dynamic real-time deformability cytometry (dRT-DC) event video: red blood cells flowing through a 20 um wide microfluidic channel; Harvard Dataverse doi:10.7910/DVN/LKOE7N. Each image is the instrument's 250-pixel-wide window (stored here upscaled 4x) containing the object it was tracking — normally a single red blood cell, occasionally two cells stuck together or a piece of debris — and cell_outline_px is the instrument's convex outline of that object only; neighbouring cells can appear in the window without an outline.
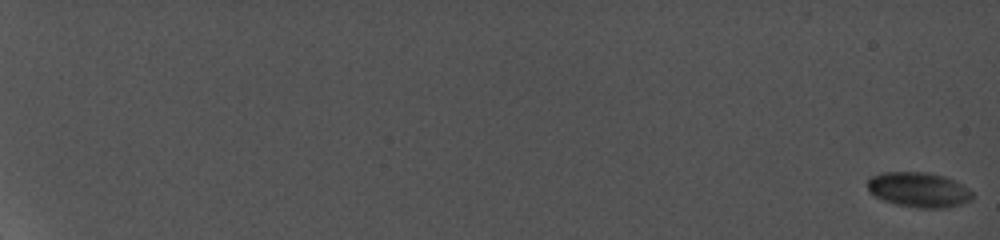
{"species": "common noctule bat (a hibernating species)", "species_latin": "Nyctalus noctula", "temperature_condition": "cold", "stored_images_in_passage": 23, "camera_frame_rate_fps": 5000, "um_per_image_px": 0.085, "animal": {"sex": "female", "body_mass_g": 19.0, "forearm_length_mm": 56.7}, "frame": {"image": 1, "passage_image": 1, "time_ms": 0.0, "image_size_px": [1000, 240], "cell_outline_px": [[972, 200], [948, 208], [916, 208], [896, 204], [884, 200], [868, 192], [868, 180], [872, 176], [884, 172], [928, 172], [944, 176], [956, 180], [968, 188], [972, 192]], "centroid_in_image_um": [78.11, 16.13], "position_along_channel_um": 6.9, "area_um2": 21.5}}
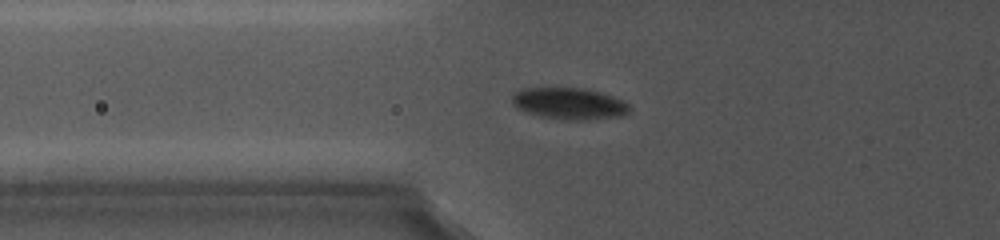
{"frame": {"image": 2, "passage_image": 16, "time_ms": 9.2, "image_size_px": [1000, 240], "cell_outline_px": [[632, 108], [624, 116], [588, 120], [568, 120], [540, 116], [524, 112], [512, 104], [512, 96], [516, 92], [524, 88], [588, 88], [624, 100]], "centroid_in_image_um": [48.42, 8.81], "position_along_channel_um": 77.4, "area_um2": 21.85}}
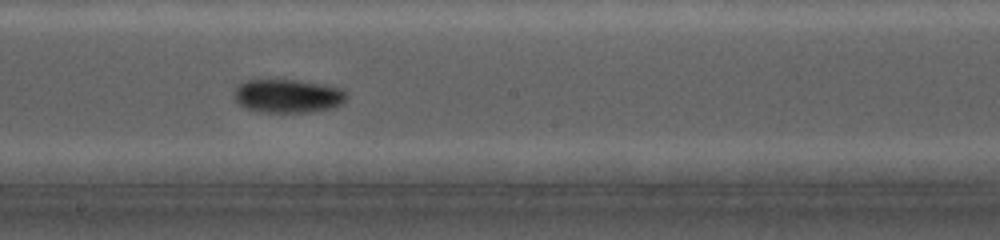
{"frame": {"image": 3, "passage_image": 22, "time_ms": 13.2, "image_size_px": [1000, 240], "cell_outline_px": [[348, 96], [340, 104], [332, 108], [308, 112], [260, 112], [248, 108], [240, 104], [232, 96], [232, 92], [236, 84], [244, 80], [296, 80], [324, 84], [340, 88], [348, 92]], "centroid_in_image_um": [24.43, 8.14], "position_along_channel_um": 223.8, "area_um2": 22.2}}